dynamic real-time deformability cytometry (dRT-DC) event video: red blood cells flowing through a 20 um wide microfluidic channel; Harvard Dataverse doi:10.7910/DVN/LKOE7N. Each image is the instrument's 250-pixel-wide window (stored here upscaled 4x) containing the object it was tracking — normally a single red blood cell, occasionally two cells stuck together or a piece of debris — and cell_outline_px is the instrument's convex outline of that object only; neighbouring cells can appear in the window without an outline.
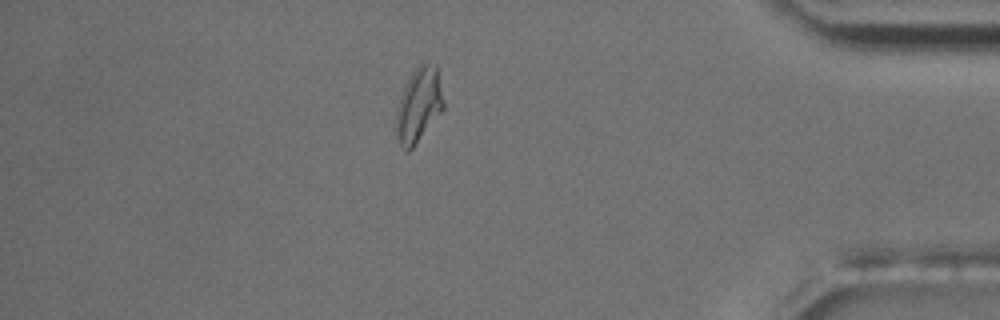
{"species": "common noctule bat (a hibernating species)", "species_latin": "Nyctalus noctula", "temperature_condition": "room temperature", "stored_images_in_passage": 16, "camera_frame_rate_fps": 3000, "um_per_image_px": 0.085, "animal": {"sex": "male", "body_mass_g": 17.5, "forearm_length_mm": 52.3}, "frame": {"image": 1, "passage_image": 16, "time_ms": 19.333, "image_size_px": [1000, 320], "cell_outline_px": [[444, 108], [412, 148], [408, 152], [404, 152], [400, 144], [396, 132], [396, 108], [404, 88], [412, 72], [420, 60], [424, 60], [436, 64], [444, 104]], "centroid_in_image_um": [35.59, 8.88], "position_along_channel_um": 399.6, "area_um2": 20.52}, "authors_computed_cell_mechanics": {"area_um2": 17.1955, "velocity_mm_per_s": 3.5319, "shape_relaxation_time_tau1_ms": 8.9726, "shape_relaxation_time_tau2_ms": null, "deformation_change_tau1": 0.2041, "deformation_change_tau2": null}}